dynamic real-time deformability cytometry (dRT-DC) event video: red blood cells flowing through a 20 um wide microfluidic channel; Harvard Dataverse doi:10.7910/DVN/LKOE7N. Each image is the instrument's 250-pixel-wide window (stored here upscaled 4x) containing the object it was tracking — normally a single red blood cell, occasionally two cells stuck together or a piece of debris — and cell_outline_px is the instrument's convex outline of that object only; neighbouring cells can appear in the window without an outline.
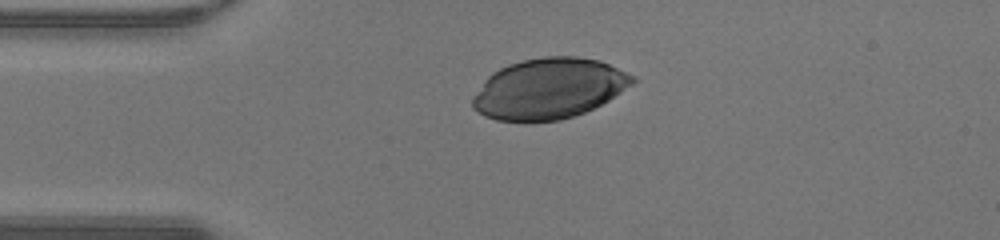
{"species": "human", "species_latin": "Homo sapiens", "temperature_condition": "warm", "stored_images_in_passage": 30, "camera_frame_rate_fps": 3000, "um_per_image_px": 0.085, "donor": {"sex": "male"}, "frame": {"image": 1, "passage_image": 1, "time_ms": 0.0, "image_size_px": [1000, 240], "cell_outline_px": [[636, 80], [632, 84], [608, 100], [584, 112], [560, 120], [496, 120], [484, 116], [472, 108], [472, 96], [488, 76], [492, 72], [508, 64], [524, 60], [544, 56], [576, 56], [600, 60], [636, 76]], "centroid_in_image_um": [46.65, 7.51], "position_along_channel_um": 38.4, "area_um2": 56.07}}